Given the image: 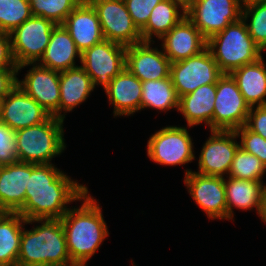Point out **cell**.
<instances>
[{"instance_id":"cell-8","label":"cell","mask_w":266,"mask_h":266,"mask_svg":"<svg viewBox=\"0 0 266 266\" xmlns=\"http://www.w3.org/2000/svg\"><path fill=\"white\" fill-rule=\"evenodd\" d=\"M192 138L187 127L167 126L150 136L147 155L160 165L176 166L191 163L194 155Z\"/></svg>"},{"instance_id":"cell-18","label":"cell","mask_w":266,"mask_h":266,"mask_svg":"<svg viewBox=\"0 0 266 266\" xmlns=\"http://www.w3.org/2000/svg\"><path fill=\"white\" fill-rule=\"evenodd\" d=\"M160 40L171 63L197 55L207 46V40L186 16Z\"/></svg>"},{"instance_id":"cell-21","label":"cell","mask_w":266,"mask_h":266,"mask_svg":"<svg viewBox=\"0 0 266 266\" xmlns=\"http://www.w3.org/2000/svg\"><path fill=\"white\" fill-rule=\"evenodd\" d=\"M28 163L15 161L0 168V212L17 213L25 203Z\"/></svg>"},{"instance_id":"cell-39","label":"cell","mask_w":266,"mask_h":266,"mask_svg":"<svg viewBox=\"0 0 266 266\" xmlns=\"http://www.w3.org/2000/svg\"><path fill=\"white\" fill-rule=\"evenodd\" d=\"M17 68L0 69V96L3 98L17 85Z\"/></svg>"},{"instance_id":"cell-16","label":"cell","mask_w":266,"mask_h":266,"mask_svg":"<svg viewBox=\"0 0 266 266\" xmlns=\"http://www.w3.org/2000/svg\"><path fill=\"white\" fill-rule=\"evenodd\" d=\"M51 115L16 85L4 98L0 122L14 132L46 121Z\"/></svg>"},{"instance_id":"cell-41","label":"cell","mask_w":266,"mask_h":266,"mask_svg":"<svg viewBox=\"0 0 266 266\" xmlns=\"http://www.w3.org/2000/svg\"><path fill=\"white\" fill-rule=\"evenodd\" d=\"M237 1L242 8L253 3L266 2V0H237Z\"/></svg>"},{"instance_id":"cell-10","label":"cell","mask_w":266,"mask_h":266,"mask_svg":"<svg viewBox=\"0 0 266 266\" xmlns=\"http://www.w3.org/2000/svg\"><path fill=\"white\" fill-rule=\"evenodd\" d=\"M185 11L206 40L242 18V7L237 0H192Z\"/></svg>"},{"instance_id":"cell-3","label":"cell","mask_w":266,"mask_h":266,"mask_svg":"<svg viewBox=\"0 0 266 266\" xmlns=\"http://www.w3.org/2000/svg\"><path fill=\"white\" fill-rule=\"evenodd\" d=\"M41 223L31 230L23 227L17 266H76L70 259L60 219L26 220Z\"/></svg>"},{"instance_id":"cell-1","label":"cell","mask_w":266,"mask_h":266,"mask_svg":"<svg viewBox=\"0 0 266 266\" xmlns=\"http://www.w3.org/2000/svg\"><path fill=\"white\" fill-rule=\"evenodd\" d=\"M88 188L53 164L28 163V186L24 206L17 212L26 220L61 219L67 204L81 201Z\"/></svg>"},{"instance_id":"cell-2","label":"cell","mask_w":266,"mask_h":266,"mask_svg":"<svg viewBox=\"0 0 266 266\" xmlns=\"http://www.w3.org/2000/svg\"><path fill=\"white\" fill-rule=\"evenodd\" d=\"M81 200L83 201L81 207L70 208L60 220L71 261L78 266H87V261L108 237L109 231L101 206L89 191Z\"/></svg>"},{"instance_id":"cell-14","label":"cell","mask_w":266,"mask_h":266,"mask_svg":"<svg viewBox=\"0 0 266 266\" xmlns=\"http://www.w3.org/2000/svg\"><path fill=\"white\" fill-rule=\"evenodd\" d=\"M237 138L235 131L211 130V136L203 144L199 155L197 173L225 178L240 147Z\"/></svg>"},{"instance_id":"cell-25","label":"cell","mask_w":266,"mask_h":266,"mask_svg":"<svg viewBox=\"0 0 266 266\" xmlns=\"http://www.w3.org/2000/svg\"><path fill=\"white\" fill-rule=\"evenodd\" d=\"M59 83V119L64 120L65 113L71 112L74 108L87 100L91 92L94 91V86L91 77L85 72L81 65L60 72Z\"/></svg>"},{"instance_id":"cell-26","label":"cell","mask_w":266,"mask_h":266,"mask_svg":"<svg viewBox=\"0 0 266 266\" xmlns=\"http://www.w3.org/2000/svg\"><path fill=\"white\" fill-rule=\"evenodd\" d=\"M263 59L262 56L230 73L250 108L266 105V63Z\"/></svg>"},{"instance_id":"cell-23","label":"cell","mask_w":266,"mask_h":266,"mask_svg":"<svg viewBox=\"0 0 266 266\" xmlns=\"http://www.w3.org/2000/svg\"><path fill=\"white\" fill-rule=\"evenodd\" d=\"M227 203V219L233 220L234 208L253 210L256 208L258 216L261 214L262 201L266 192L263 181L242 180L234 177L224 178Z\"/></svg>"},{"instance_id":"cell-20","label":"cell","mask_w":266,"mask_h":266,"mask_svg":"<svg viewBox=\"0 0 266 266\" xmlns=\"http://www.w3.org/2000/svg\"><path fill=\"white\" fill-rule=\"evenodd\" d=\"M105 92L114 106V117L141 111L142 82L126 67L111 80Z\"/></svg>"},{"instance_id":"cell-12","label":"cell","mask_w":266,"mask_h":266,"mask_svg":"<svg viewBox=\"0 0 266 266\" xmlns=\"http://www.w3.org/2000/svg\"><path fill=\"white\" fill-rule=\"evenodd\" d=\"M126 48L103 40L81 53V66L91 77L94 89L97 85H102L105 90L111 80L125 68Z\"/></svg>"},{"instance_id":"cell-7","label":"cell","mask_w":266,"mask_h":266,"mask_svg":"<svg viewBox=\"0 0 266 266\" xmlns=\"http://www.w3.org/2000/svg\"><path fill=\"white\" fill-rule=\"evenodd\" d=\"M249 111L235 79L223 73L216 83L213 130L235 131L246 124Z\"/></svg>"},{"instance_id":"cell-11","label":"cell","mask_w":266,"mask_h":266,"mask_svg":"<svg viewBox=\"0 0 266 266\" xmlns=\"http://www.w3.org/2000/svg\"><path fill=\"white\" fill-rule=\"evenodd\" d=\"M95 9L105 40L125 47L143 42L124 0H87Z\"/></svg>"},{"instance_id":"cell-42","label":"cell","mask_w":266,"mask_h":266,"mask_svg":"<svg viewBox=\"0 0 266 266\" xmlns=\"http://www.w3.org/2000/svg\"><path fill=\"white\" fill-rule=\"evenodd\" d=\"M178 2L185 9L192 3V0H172Z\"/></svg>"},{"instance_id":"cell-22","label":"cell","mask_w":266,"mask_h":266,"mask_svg":"<svg viewBox=\"0 0 266 266\" xmlns=\"http://www.w3.org/2000/svg\"><path fill=\"white\" fill-rule=\"evenodd\" d=\"M76 56L80 59L81 52L63 24H57L51 33L46 50L38 64L57 72H63L75 65Z\"/></svg>"},{"instance_id":"cell-30","label":"cell","mask_w":266,"mask_h":266,"mask_svg":"<svg viewBox=\"0 0 266 266\" xmlns=\"http://www.w3.org/2000/svg\"><path fill=\"white\" fill-rule=\"evenodd\" d=\"M266 166L257 158L239 147L232 161L229 176L242 180L263 181Z\"/></svg>"},{"instance_id":"cell-15","label":"cell","mask_w":266,"mask_h":266,"mask_svg":"<svg viewBox=\"0 0 266 266\" xmlns=\"http://www.w3.org/2000/svg\"><path fill=\"white\" fill-rule=\"evenodd\" d=\"M184 183L195 203L209 219L227 220V203L223 177L202 175L186 170Z\"/></svg>"},{"instance_id":"cell-32","label":"cell","mask_w":266,"mask_h":266,"mask_svg":"<svg viewBox=\"0 0 266 266\" xmlns=\"http://www.w3.org/2000/svg\"><path fill=\"white\" fill-rule=\"evenodd\" d=\"M31 16L29 0H0V32L11 33Z\"/></svg>"},{"instance_id":"cell-13","label":"cell","mask_w":266,"mask_h":266,"mask_svg":"<svg viewBox=\"0 0 266 266\" xmlns=\"http://www.w3.org/2000/svg\"><path fill=\"white\" fill-rule=\"evenodd\" d=\"M29 65L32 68L27 71L22 81L17 79V85L51 116L59 118L60 72L43 67L38 63H27L18 66L17 73Z\"/></svg>"},{"instance_id":"cell-27","label":"cell","mask_w":266,"mask_h":266,"mask_svg":"<svg viewBox=\"0 0 266 266\" xmlns=\"http://www.w3.org/2000/svg\"><path fill=\"white\" fill-rule=\"evenodd\" d=\"M181 10V11H180ZM186 9L178 2L162 0L152 10L147 24L140 30L143 42H153V35L161 39L186 15Z\"/></svg>"},{"instance_id":"cell-40","label":"cell","mask_w":266,"mask_h":266,"mask_svg":"<svg viewBox=\"0 0 266 266\" xmlns=\"http://www.w3.org/2000/svg\"><path fill=\"white\" fill-rule=\"evenodd\" d=\"M260 217L263 220V222H265V224H266V192L264 194L263 201H262V208H261Z\"/></svg>"},{"instance_id":"cell-29","label":"cell","mask_w":266,"mask_h":266,"mask_svg":"<svg viewBox=\"0 0 266 266\" xmlns=\"http://www.w3.org/2000/svg\"><path fill=\"white\" fill-rule=\"evenodd\" d=\"M179 96L171 78L142 82L141 110L153 108L160 111L178 110Z\"/></svg>"},{"instance_id":"cell-4","label":"cell","mask_w":266,"mask_h":266,"mask_svg":"<svg viewBox=\"0 0 266 266\" xmlns=\"http://www.w3.org/2000/svg\"><path fill=\"white\" fill-rule=\"evenodd\" d=\"M206 47L222 73L230 74L233 70L262 57V50L250 36L243 18L211 36Z\"/></svg>"},{"instance_id":"cell-6","label":"cell","mask_w":266,"mask_h":266,"mask_svg":"<svg viewBox=\"0 0 266 266\" xmlns=\"http://www.w3.org/2000/svg\"><path fill=\"white\" fill-rule=\"evenodd\" d=\"M56 25L49 19L31 16L9 33L12 55L17 67L39 62Z\"/></svg>"},{"instance_id":"cell-33","label":"cell","mask_w":266,"mask_h":266,"mask_svg":"<svg viewBox=\"0 0 266 266\" xmlns=\"http://www.w3.org/2000/svg\"><path fill=\"white\" fill-rule=\"evenodd\" d=\"M250 17V19H249ZM242 18L246 22L248 32L256 45L266 50V2H258L242 8ZM249 19V24L247 23Z\"/></svg>"},{"instance_id":"cell-34","label":"cell","mask_w":266,"mask_h":266,"mask_svg":"<svg viewBox=\"0 0 266 266\" xmlns=\"http://www.w3.org/2000/svg\"><path fill=\"white\" fill-rule=\"evenodd\" d=\"M237 137H240V147L259 160L266 166V139L249 130L245 125L236 129Z\"/></svg>"},{"instance_id":"cell-17","label":"cell","mask_w":266,"mask_h":266,"mask_svg":"<svg viewBox=\"0 0 266 266\" xmlns=\"http://www.w3.org/2000/svg\"><path fill=\"white\" fill-rule=\"evenodd\" d=\"M141 42L126 48L125 67L141 82L170 77L171 61L163 50Z\"/></svg>"},{"instance_id":"cell-36","label":"cell","mask_w":266,"mask_h":266,"mask_svg":"<svg viewBox=\"0 0 266 266\" xmlns=\"http://www.w3.org/2000/svg\"><path fill=\"white\" fill-rule=\"evenodd\" d=\"M15 161H18L15 133L0 122V163L6 165Z\"/></svg>"},{"instance_id":"cell-37","label":"cell","mask_w":266,"mask_h":266,"mask_svg":"<svg viewBox=\"0 0 266 266\" xmlns=\"http://www.w3.org/2000/svg\"><path fill=\"white\" fill-rule=\"evenodd\" d=\"M245 126L266 139V105L251 107Z\"/></svg>"},{"instance_id":"cell-38","label":"cell","mask_w":266,"mask_h":266,"mask_svg":"<svg viewBox=\"0 0 266 266\" xmlns=\"http://www.w3.org/2000/svg\"><path fill=\"white\" fill-rule=\"evenodd\" d=\"M17 68L11 50V38L8 33L0 32V69Z\"/></svg>"},{"instance_id":"cell-5","label":"cell","mask_w":266,"mask_h":266,"mask_svg":"<svg viewBox=\"0 0 266 266\" xmlns=\"http://www.w3.org/2000/svg\"><path fill=\"white\" fill-rule=\"evenodd\" d=\"M64 120L50 116L41 124L15 133L18 161L32 164H52L53 158L65 150Z\"/></svg>"},{"instance_id":"cell-28","label":"cell","mask_w":266,"mask_h":266,"mask_svg":"<svg viewBox=\"0 0 266 266\" xmlns=\"http://www.w3.org/2000/svg\"><path fill=\"white\" fill-rule=\"evenodd\" d=\"M26 219L19 213L0 212V266H17Z\"/></svg>"},{"instance_id":"cell-9","label":"cell","mask_w":266,"mask_h":266,"mask_svg":"<svg viewBox=\"0 0 266 266\" xmlns=\"http://www.w3.org/2000/svg\"><path fill=\"white\" fill-rule=\"evenodd\" d=\"M223 73L206 47L199 54L171 63L170 78L180 97L202 85L217 83Z\"/></svg>"},{"instance_id":"cell-24","label":"cell","mask_w":266,"mask_h":266,"mask_svg":"<svg viewBox=\"0 0 266 266\" xmlns=\"http://www.w3.org/2000/svg\"><path fill=\"white\" fill-rule=\"evenodd\" d=\"M216 96V83L202 85L191 93L179 98L178 112H180L187 126L194 127L202 122L213 130V112Z\"/></svg>"},{"instance_id":"cell-19","label":"cell","mask_w":266,"mask_h":266,"mask_svg":"<svg viewBox=\"0 0 266 266\" xmlns=\"http://www.w3.org/2000/svg\"><path fill=\"white\" fill-rule=\"evenodd\" d=\"M63 26L81 53L105 40L97 13L87 0L78 4L67 16Z\"/></svg>"},{"instance_id":"cell-35","label":"cell","mask_w":266,"mask_h":266,"mask_svg":"<svg viewBox=\"0 0 266 266\" xmlns=\"http://www.w3.org/2000/svg\"><path fill=\"white\" fill-rule=\"evenodd\" d=\"M162 0H124L134 24L141 30L149 19L153 8Z\"/></svg>"},{"instance_id":"cell-43","label":"cell","mask_w":266,"mask_h":266,"mask_svg":"<svg viewBox=\"0 0 266 266\" xmlns=\"http://www.w3.org/2000/svg\"><path fill=\"white\" fill-rule=\"evenodd\" d=\"M2 102H3V97L0 96V112H1Z\"/></svg>"},{"instance_id":"cell-31","label":"cell","mask_w":266,"mask_h":266,"mask_svg":"<svg viewBox=\"0 0 266 266\" xmlns=\"http://www.w3.org/2000/svg\"><path fill=\"white\" fill-rule=\"evenodd\" d=\"M82 0H29L32 16L63 24Z\"/></svg>"}]
</instances>
